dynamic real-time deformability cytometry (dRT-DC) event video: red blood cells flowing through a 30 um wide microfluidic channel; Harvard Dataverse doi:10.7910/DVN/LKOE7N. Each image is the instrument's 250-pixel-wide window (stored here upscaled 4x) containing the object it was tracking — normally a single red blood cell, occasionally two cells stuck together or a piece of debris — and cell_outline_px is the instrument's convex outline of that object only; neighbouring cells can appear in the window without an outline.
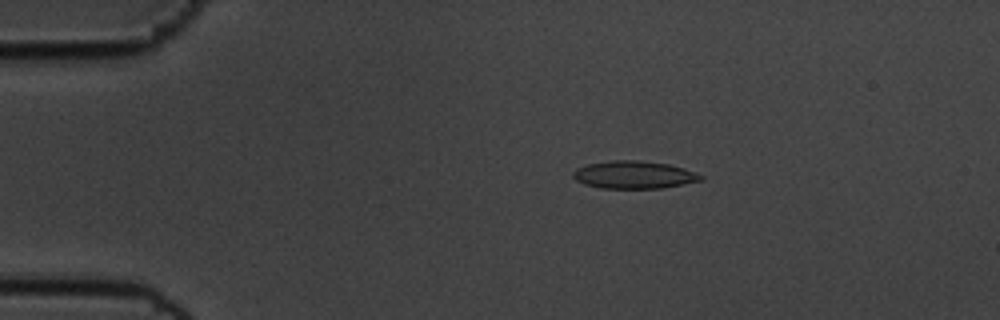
{"species": "common noctule bat (a hibernating species)", "species_latin": "Nyctalus noctula", "temperature_condition": "cold", "stored_images_in_passage": 57, "camera_frame_rate_fps": 3000, "um_per_image_px": 0.085, "animal": {"sex": "male", "body_mass_g": 19.5, "forearm_length_mm": 54.6}, "frame": {"image": 1, "passage_image": 11, "time_ms": 3.333, "image_size_px": [1000, 320], "cell_outline_px": [[704, 180], [660, 188], [600, 188], [584, 184], [576, 180], [572, 176], [572, 172], [576, 168], [588, 164], [612, 160], [636, 160], [668, 164], [684, 168], [696, 172], [704, 176]], "centroid_in_image_um": [53.88, 14.85], "position_along_channel_um": 31.1, "area_um2": 20.58}}
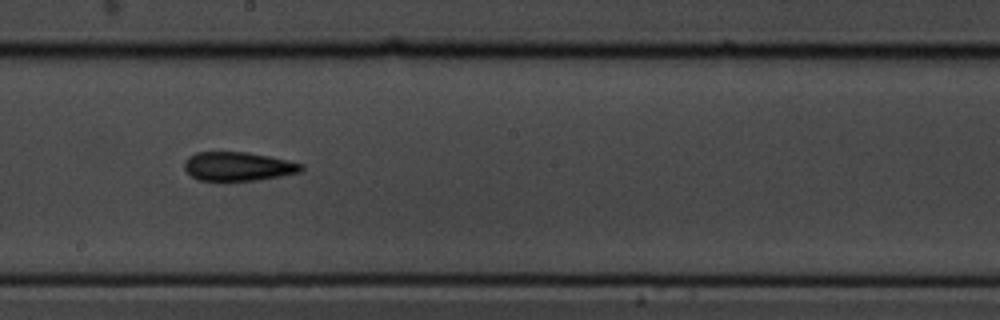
{"frame": {"image": 2, "passage_image": 32, "time_ms": 10.333, "image_size_px": [1000, 320], "cell_outline_px": [[304, 168], [300, 172], [280, 176], [256, 180], [196, 180], [184, 168], [184, 160], [188, 156], [196, 152], [248, 152], [268, 156], [304, 164]], "centroid_in_image_um": [20.22, 14.13], "position_along_channel_um": 228.0, "area_um2": 19.59}}
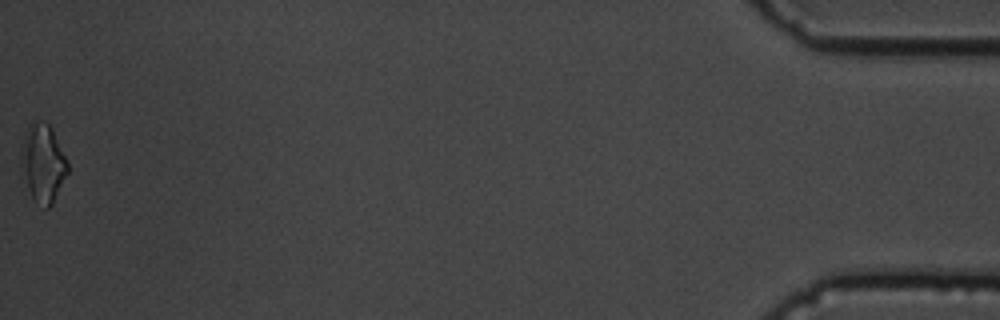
{"frame": {"image": 3, "passage_image": 57, "time_ms": 18.667, "image_size_px": [1000, 320], "cell_outline_px": [[68, 172], [52, 204], [48, 208], [44, 208], [36, 204], [20, 176], [20, 152], [24, 132], [28, 124], [36, 120], [48, 124], [52, 128], [68, 164]], "centroid_in_image_um": [3.59, 13.88], "position_along_channel_um": 431.6, "area_um2": 21.62}, "authors_computed_cell_mechanics": {"area_um2": 19.5364, "velocity_mm_per_s": 3.5631, "shape_relaxation_time_tau1_ms": 8.0029, "shape_relaxation_time_tau2_ms": 2.1057, "deformation_change_tau1": 0.1894, "deformation_change_tau2": 0.1032}}